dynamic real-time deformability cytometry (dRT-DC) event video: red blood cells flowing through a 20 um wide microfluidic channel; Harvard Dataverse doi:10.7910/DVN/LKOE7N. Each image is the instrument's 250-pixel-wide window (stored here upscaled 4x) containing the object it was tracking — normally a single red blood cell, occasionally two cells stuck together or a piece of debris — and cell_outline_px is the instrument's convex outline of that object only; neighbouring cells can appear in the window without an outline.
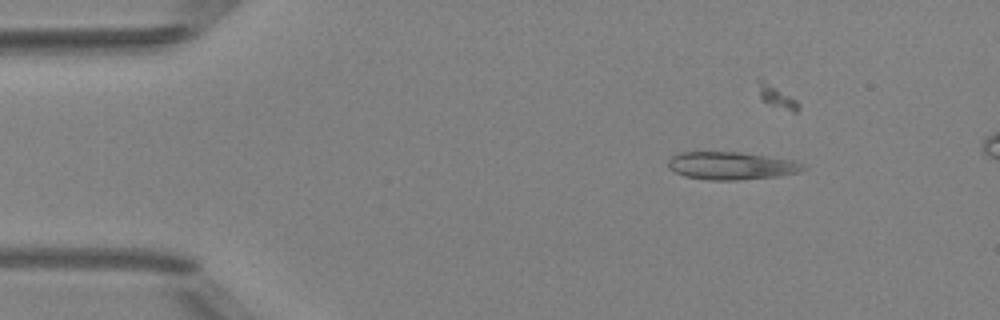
{"species": "Egyptian fruit bat (a non-hibernating species)", "species_latin": "Rousettus aegyptiacus", "temperature_condition": "room temperature", "stored_images_in_passage": 5, "camera_frame_rate_fps": 3000, "um_per_image_px": 0.085, "animal": {"sex": "female"}, "frame": {"image": 1, "passage_image": 2, "time_ms": 2.0, "image_size_px": [1000, 320], "cell_outline_px": [[808, 168], [800, 172], [776, 176], [736, 180], [708, 180], [684, 176], [668, 168], [668, 160], [672, 156], [680, 152], [740, 152], [796, 160], [804, 164]], "centroid_in_image_um": [62.19, 14.08], "position_along_channel_um": 22.8, "area_um2": 21.96}}